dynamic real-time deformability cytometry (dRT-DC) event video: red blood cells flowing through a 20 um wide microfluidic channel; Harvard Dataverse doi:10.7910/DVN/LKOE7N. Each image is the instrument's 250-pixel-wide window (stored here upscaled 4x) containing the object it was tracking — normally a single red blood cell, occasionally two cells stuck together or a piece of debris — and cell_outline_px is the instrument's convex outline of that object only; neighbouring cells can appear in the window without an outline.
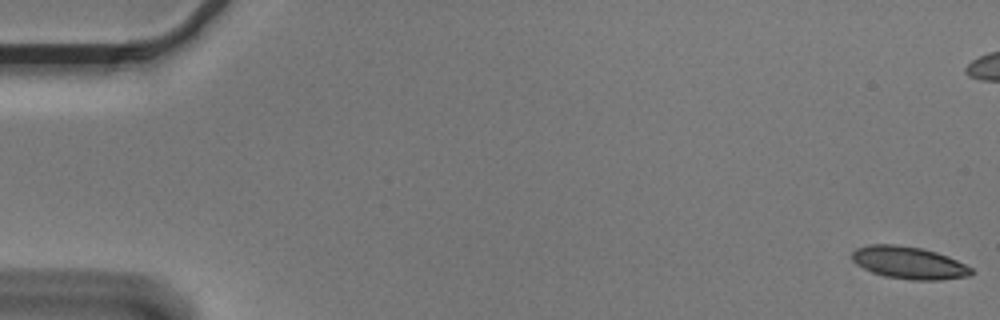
{"species": "Egyptian fruit bat (a non-hibernating species)", "species_latin": "Rousettus aegyptiacus", "temperature_condition": "cold", "stored_images_in_passage": 56, "camera_frame_rate_fps": 3000, "um_per_image_px": 0.085, "animal": {"sex": "male"}, "frame": {"image": 1, "passage_image": 1, "time_ms": 0.0, "image_size_px": [1000, 320], "cell_outline_px": [[976, 272], [972, 276], [940, 280], [912, 280], [884, 276], [872, 272], [856, 264], [852, 260], [852, 252], [856, 248], [872, 244], [896, 244], [920, 248], [936, 252], [948, 256], [972, 268]], "centroid_in_image_um": [77.29, 22.34], "position_along_channel_um": 7.7, "area_um2": 22.6}}
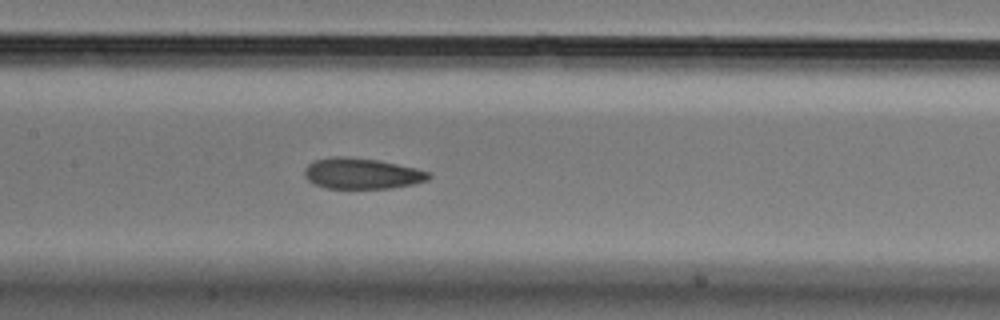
{"frame": {"image": 2, "passage_image": 27, "time_ms": 8.667, "image_size_px": [1000, 320], "cell_outline_px": [[432, 176], [428, 180], [412, 184], [392, 188], [324, 188], [308, 180], [304, 176], [304, 168], [308, 164], [316, 160], [336, 156], [344, 156], [376, 160], [416, 168], [428, 172]], "centroid_in_image_um": [30.74, 14.75], "position_along_channel_um": 176.7, "area_um2": 22.14}}
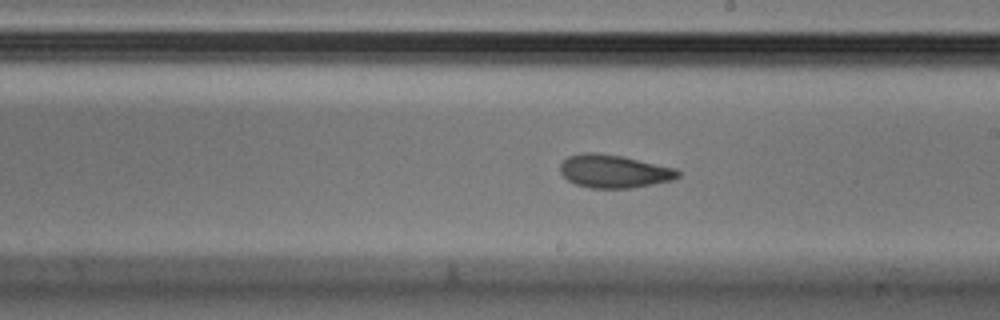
{"frame": {"image": 3, "passage_image": 32, "time_ms": 10.333, "image_size_px": [1000, 320], "cell_outline_px": [[680, 176], [672, 180], [632, 188], [592, 188], [576, 184], [568, 180], [560, 172], [560, 164], [568, 156], [584, 152], [596, 152], [620, 156], [676, 168], [680, 172]], "centroid_in_image_um": [52.18, 14.56], "position_along_channel_um": 236.8, "area_um2": 22.6}, "authors_computed_cell_mechanics": {"area_um2": 22.7154, "velocity_mm_per_s": 3.6265, "shape_relaxation_time_tau1_ms": 6.6577, "shape_relaxation_time_tau2_ms": 2.4616, "deformation_change_tau1": 0.1499, "deformation_change_tau2": 0.0811}}